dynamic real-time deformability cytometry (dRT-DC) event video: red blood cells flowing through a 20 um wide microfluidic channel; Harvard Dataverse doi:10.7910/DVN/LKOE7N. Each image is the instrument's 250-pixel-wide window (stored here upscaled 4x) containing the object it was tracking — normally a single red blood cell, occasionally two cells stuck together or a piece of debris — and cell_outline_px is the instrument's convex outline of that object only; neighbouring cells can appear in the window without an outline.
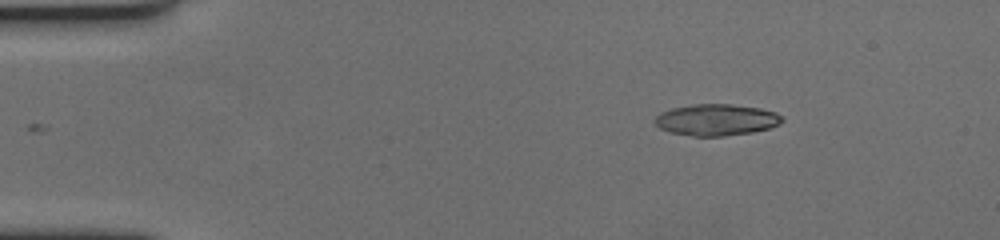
{"species": "human", "species_latin": "Homo sapiens", "temperature_condition": "cold", "stored_images_in_passage": 52, "camera_frame_rate_fps": 3000, "um_per_image_px": 0.085, "donor": {"sex": "female"}, "frame": {"image": 1, "passage_image": 1, "time_ms": 0.0, "image_size_px": [1000, 240], "cell_outline_px": [[784, 120], [780, 124], [768, 128], [752, 132], [724, 136], [692, 136], [668, 132], [660, 128], [652, 120], [660, 112], [672, 108], [692, 104], [732, 104], [760, 108], [776, 112], [784, 116]], "centroid_in_image_um": [60.89, 10.18], "position_along_channel_um": 24.1, "area_um2": 23.58}}
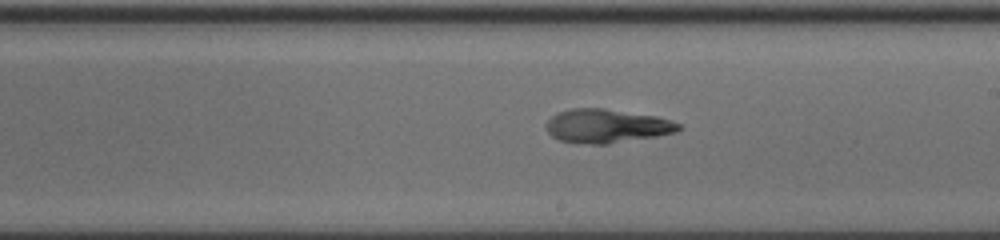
{"frame": {"image": 2, "passage_image": 27, "time_ms": 8.667, "image_size_px": [1000, 240], "cell_outline_px": [[684, 128], [676, 132], [656, 136], [608, 144], [576, 144], [560, 140], [552, 136], [548, 132], [544, 124], [552, 116], [560, 112], [572, 108], [604, 108], [656, 116], [680, 124]], "centroid_in_image_um": [51.55, 10.72], "position_along_channel_um": 237.5, "area_um2": 26.13}}
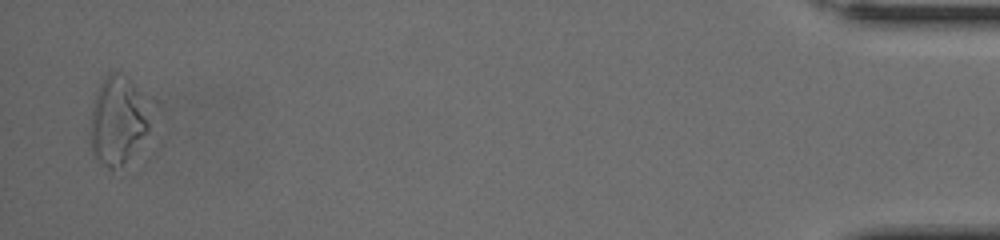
{"frame": {"image": 3, "passage_image": 51, "time_ms": 16.667, "image_size_px": [1000, 240], "cell_outline_px": [[148, 128], [128, 176], [120, 176], [112, 172], [96, 160], [92, 156], [92, 108], [96, 92], [104, 76], [108, 72], [120, 72], [128, 76], [136, 92], [148, 124]], "centroid_in_image_um": [9.97, 10.53], "position_along_channel_um": 425.2, "area_um2": 31.33}, "authors_computed_cell_mechanics": {"area_um2": 25.721, "velocity_mm_per_s": 3.4284, "shape_relaxation_time_tau1_ms": 4.745, "shape_relaxation_time_tau2_ms": 8.9151, "deformation_change_tau1": 0.2533, "deformation_change_tau2": 0.1643}}